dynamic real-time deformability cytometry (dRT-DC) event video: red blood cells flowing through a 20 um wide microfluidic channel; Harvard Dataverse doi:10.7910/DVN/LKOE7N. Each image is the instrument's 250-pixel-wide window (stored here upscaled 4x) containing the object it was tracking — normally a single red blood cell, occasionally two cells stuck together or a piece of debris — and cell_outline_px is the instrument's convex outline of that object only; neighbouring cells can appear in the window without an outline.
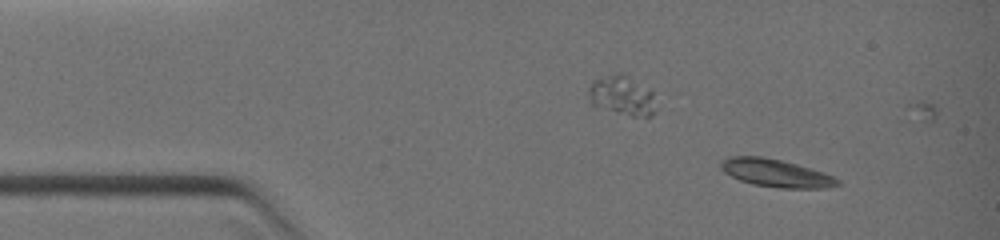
{"species": "common noctule bat (a hibernating species)", "species_latin": "Nyctalus noctula", "temperature_condition": "warm", "stored_images_in_passage": 10, "camera_frame_rate_fps": 3000, "um_per_image_px": 0.085, "animal": {"sex": "female", "body_mass_g": 19.0, "forearm_length_mm": 51.5}, "frame": {"image": 1, "passage_image": 1, "time_ms": 0.0, "image_size_px": [1000, 240], "cell_outline_px": [[840, 184], [828, 188], [780, 188], [752, 184], [740, 180], [724, 172], [720, 168], [720, 164], [728, 156], [764, 156], [812, 168], [824, 172], [840, 180]], "centroid_in_image_um": [65.97, 14.71], "position_along_channel_um": 19.0, "area_um2": 18.9}}
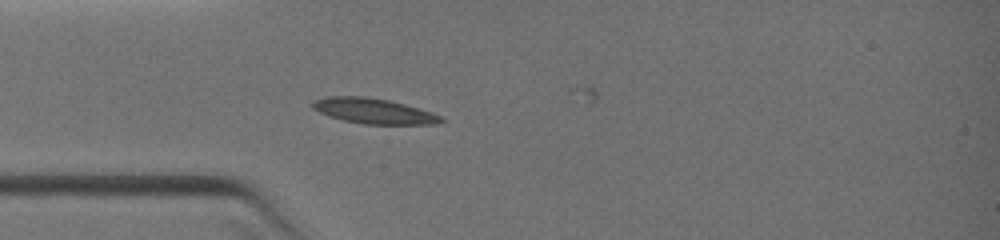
{"frame": {"image": 2, "passage_image": 6, "time_ms": 2.0, "image_size_px": [1000, 240], "cell_outline_px": [[448, 120], [436, 124], [364, 124], [344, 120], [328, 116], [312, 108], [312, 104], [316, 100], [328, 96], [364, 96], [388, 100], [420, 108], [444, 116]], "centroid_in_image_um": [31.84, 9.44], "position_along_channel_um": 53.2, "area_um2": 19.02}}
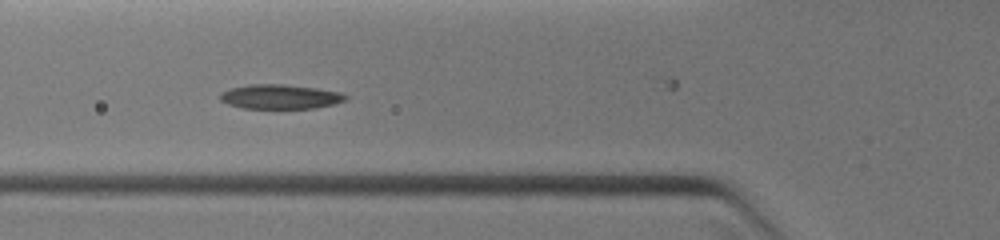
{"frame": {"image": 3, "passage_image": 9, "time_ms": 3.0, "image_size_px": [1000, 240], "cell_outline_px": [[348, 96], [344, 100], [332, 104], [316, 108], [244, 108], [228, 104], [220, 100], [220, 92], [232, 88], [248, 84], [284, 84], [316, 88], [340, 92]], "centroid_in_image_um": [23.78, 8.21], "position_along_channel_um": 102.0, "area_um2": 17.74}}